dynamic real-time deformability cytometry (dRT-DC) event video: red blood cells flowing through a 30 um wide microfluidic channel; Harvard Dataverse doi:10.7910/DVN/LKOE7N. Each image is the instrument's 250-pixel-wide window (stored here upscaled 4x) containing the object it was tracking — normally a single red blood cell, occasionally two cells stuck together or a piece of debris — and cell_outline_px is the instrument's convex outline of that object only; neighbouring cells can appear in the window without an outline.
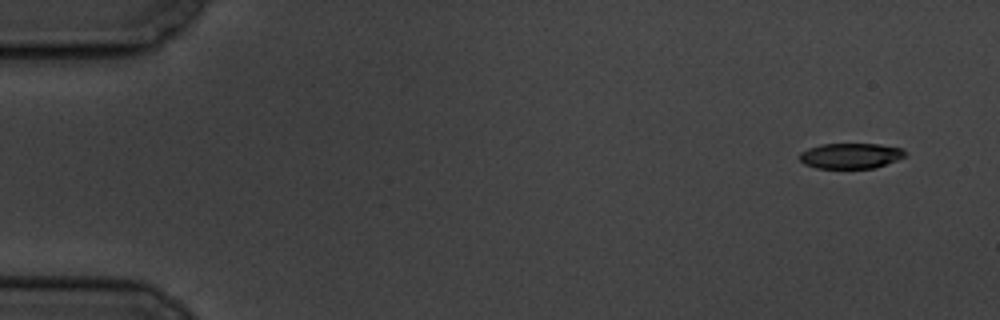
{"species": "common noctule bat (a hibernating species)", "species_latin": "Nyctalus noctula", "temperature_condition": "cold", "stored_images_in_passage": 5, "camera_frame_rate_fps": 3000, "um_per_image_px": 0.085, "animal": {"sex": "male", "body_mass_g": 19.5, "forearm_length_mm": 54.6}, "frame": {"image": 1, "passage_image": 1, "time_ms": 0.0, "image_size_px": [1000, 320], "cell_outline_px": [[904, 156], [896, 160], [876, 168], [816, 168], [804, 164], [800, 160], [800, 152], [808, 148], [820, 144], [880, 144], [900, 148], [904, 152]], "centroid_in_image_um": [72.26, 13.24], "position_along_channel_um": 12.7, "area_um2": 15.55}}
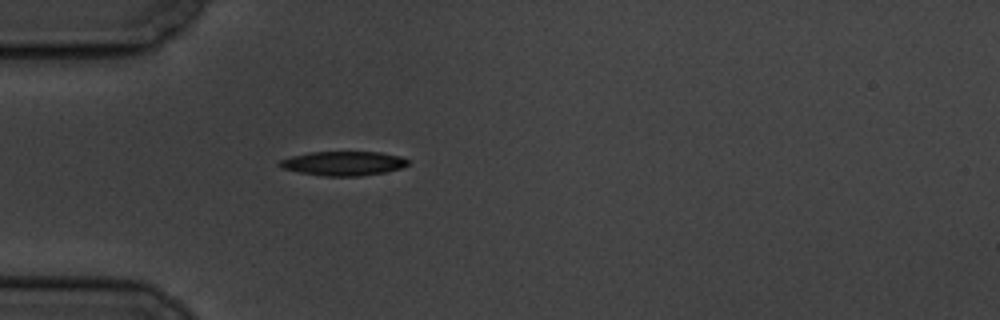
{"frame": {"image": 2, "passage_image": 5, "time_ms": 4.667, "image_size_px": [1000, 320], "cell_outline_px": [[408, 164], [400, 168], [384, 172], [360, 176], [324, 176], [300, 172], [284, 168], [276, 164], [280, 160], [292, 156], [312, 152], [380, 152], [400, 156], [408, 160]], "centroid_in_image_um": [29.18, 13.88], "position_along_channel_um": 55.8, "area_um2": 17.92}}